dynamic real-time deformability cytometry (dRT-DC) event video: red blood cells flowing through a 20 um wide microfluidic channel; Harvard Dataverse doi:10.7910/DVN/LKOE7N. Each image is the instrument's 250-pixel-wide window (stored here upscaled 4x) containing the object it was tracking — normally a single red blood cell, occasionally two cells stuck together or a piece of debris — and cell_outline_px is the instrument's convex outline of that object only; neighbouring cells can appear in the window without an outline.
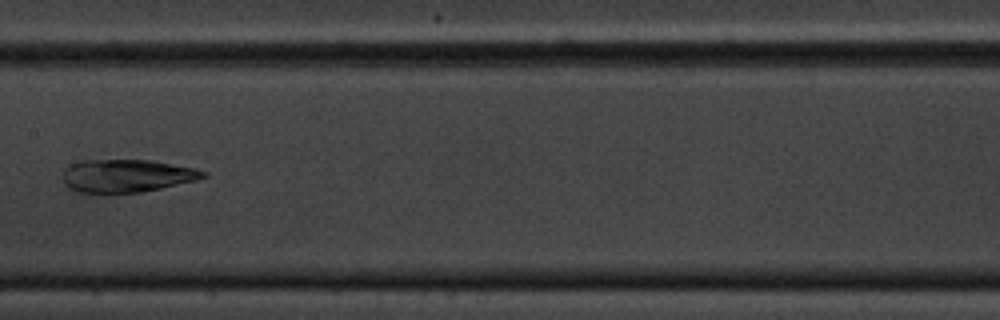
{"species": "common noctule bat (a hibernating species)", "species_latin": "Nyctalus noctula", "temperature_condition": "cold", "stored_images_in_passage": 10, "camera_frame_rate_fps": 3000, "um_per_image_px": 0.085, "animal": {"sex": "male", "body_mass_g": 20.1, "forearm_length_mm": 53.5}, "frame": {"image": 1, "passage_image": 9, "time_ms": 9.333, "image_size_px": [1000, 320], "cell_outline_px": [[208, 176], [196, 180], [160, 188], [140, 192], [76, 192], [68, 188], [64, 184], [64, 168], [72, 164], [84, 160], [152, 160], [192, 168], [208, 172]], "centroid_in_image_um": [10.76, 14.93], "position_along_channel_um": 196.6, "area_um2": 26.59}}
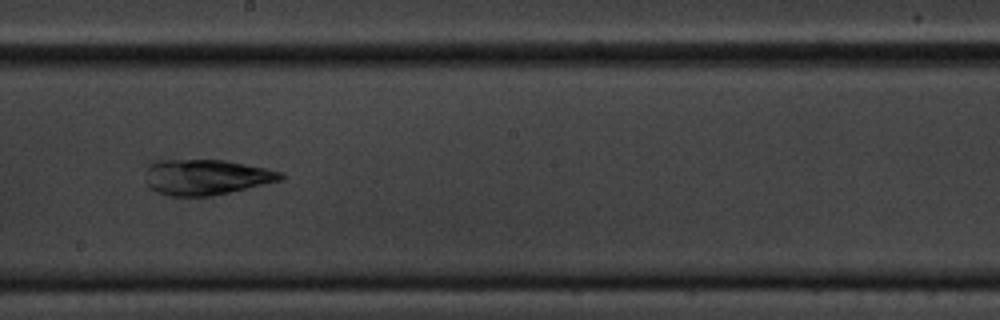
{"frame": {"image": 2, "passage_image": 10, "time_ms": 10.333, "image_size_px": [1000, 320], "cell_outline_px": [[284, 180], [228, 192], [208, 196], [172, 196], [156, 192], [144, 180], [148, 164], [152, 160], [228, 160], [268, 168], [284, 172]], "centroid_in_image_um": [17.53, 15.03], "position_along_channel_um": 230.7, "area_um2": 28.26}}